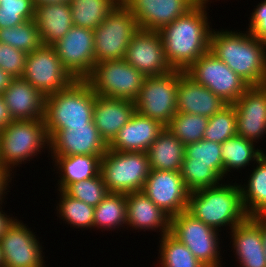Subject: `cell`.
Instances as JSON below:
<instances>
[{
	"label": "cell",
	"instance_id": "cell-1",
	"mask_svg": "<svg viewBox=\"0 0 266 267\" xmlns=\"http://www.w3.org/2000/svg\"><path fill=\"white\" fill-rule=\"evenodd\" d=\"M207 3L208 1H200L188 13L159 31L166 60L172 69L185 71L209 51L212 28L205 9Z\"/></svg>",
	"mask_w": 266,
	"mask_h": 267
},
{
	"label": "cell",
	"instance_id": "cell-2",
	"mask_svg": "<svg viewBox=\"0 0 266 267\" xmlns=\"http://www.w3.org/2000/svg\"><path fill=\"white\" fill-rule=\"evenodd\" d=\"M211 51L249 86L266 84V43L246 33L215 31L210 35Z\"/></svg>",
	"mask_w": 266,
	"mask_h": 267
},
{
	"label": "cell",
	"instance_id": "cell-3",
	"mask_svg": "<svg viewBox=\"0 0 266 267\" xmlns=\"http://www.w3.org/2000/svg\"><path fill=\"white\" fill-rule=\"evenodd\" d=\"M187 211L204 224L219 230L246 221L249 216L245 210L240 185L221 184L189 193Z\"/></svg>",
	"mask_w": 266,
	"mask_h": 267
},
{
	"label": "cell",
	"instance_id": "cell-4",
	"mask_svg": "<svg viewBox=\"0 0 266 267\" xmlns=\"http://www.w3.org/2000/svg\"><path fill=\"white\" fill-rule=\"evenodd\" d=\"M96 95L86 80H74L63 90L46 96L43 119L49 138L67 126L92 123Z\"/></svg>",
	"mask_w": 266,
	"mask_h": 267
},
{
	"label": "cell",
	"instance_id": "cell-5",
	"mask_svg": "<svg viewBox=\"0 0 266 267\" xmlns=\"http://www.w3.org/2000/svg\"><path fill=\"white\" fill-rule=\"evenodd\" d=\"M46 146L50 148V138L44 119L13 120L0 130V166L12 174L15 165L30 161Z\"/></svg>",
	"mask_w": 266,
	"mask_h": 267
},
{
	"label": "cell",
	"instance_id": "cell-6",
	"mask_svg": "<svg viewBox=\"0 0 266 267\" xmlns=\"http://www.w3.org/2000/svg\"><path fill=\"white\" fill-rule=\"evenodd\" d=\"M139 29L132 11L120 1L93 30L95 63L124 59L126 49Z\"/></svg>",
	"mask_w": 266,
	"mask_h": 267
},
{
	"label": "cell",
	"instance_id": "cell-7",
	"mask_svg": "<svg viewBox=\"0 0 266 267\" xmlns=\"http://www.w3.org/2000/svg\"><path fill=\"white\" fill-rule=\"evenodd\" d=\"M150 172L146 152L107 150L101 157L100 173L109 193L142 191Z\"/></svg>",
	"mask_w": 266,
	"mask_h": 267
},
{
	"label": "cell",
	"instance_id": "cell-8",
	"mask_svg": "<svg viewBox=\"0 0 266 267\" xmlns=\"http://www.w3.org/2000/svg\"><path fill=\"white\" fill-rule=\"evenodd\" d=\"M145 76L124 59L95 63L85 79L100 96L135 101Z\"/></svg>",
	"mask_w": 266,
	"mask_h": 267
},
{
	"label": "cell",
	"instance_id": "cell-9",
	"mask_svg": "<svg viewBox=\"0 0 266 267\" xmlns=\"http://www.w3.org/2000/svg\"><path fill=\"white\" fill-rule=\"evenodd\" d=\"M178 80L177 69L163 75L146 77L134 101L136 112L167 127L177 113Z\"/></svg>",
	"mask_w": 266,
	"mask_h": 267
},
{
	"label": "cell",
	"instance_id": "cell-10",
	"mask_svg": "<svg viewBox=\"0 0 266 267\" xmlns=\"http://www.w3.org/2000/svg\"><path fill=\"white\" fill-rule=\"evenodd\" d=\"M170 234L206 267H222L218 230L204 224L187 210L170 218Z\"/></svg>",
	"mask_w": 266,
	"mask_h": 267
},
{
	"label": "cell",
	"instance_id": "cell-11",
	"mask_svg": "<svg viewBox=\"0 0 266 267\" xmlns=\"http://www.w3.org/2000/svg\"><path fill=\"white\" fill-rule=\"evenodd\" d=\"M184 73L207 87L227 104H234L249 85L211 51L204 53Z\"/></svg>",
	"mask_w": 266,
	"mask_h": 267
},
{
	"label": "cell",
	"instance_id": "cell-12",
	"mask_svg": "<svg viewBox=\"0 0 266 267\" xmlns=\"http://www.w3.org/2000/svg\"><path fill=\"white\" fill-rule=\"evenodd\" d=\"M22 78L45 97L63 90L75 80L63 67L55 49L43 44L27 54Z\"/></svg>",
	"mask_w": 266,
	"mask_h": 267
},
{
	"label": "cell",
	"instance_id": "cell-13",
	"mask_svg": "<svg viewBox=\"0 0 266 267\" xmlns=\"http://www.w3.org/2000/svg\"><path fill=\"white\" fill-rule=\"evenodd\" d=\"M52 47L75 80H85L91 74L95 65L93 30L73 25Z\"/></svg>",
	"mask_w": 266,
	"mask_h": 267
},
{
	"label": "cell",
	"instance_id": "cell-14",
	"mask_svg": "<svg viewBox=\"0 0 266 267\" xmlns=\"http://www.w3.org/2000/svg\"><path fill=\"white\" fill-rule=\"evenodd\" d=\"M142 192L170 218L188 208L190 192L180 172L150 170Z\"/></svg>",
	"mask_w": 266,
	"mask_h": 267
},
{
	"label": "cell",
	"instance_id": "cell-15",
	"mask_svg": "<svg viewBox=\"0 0 266 267\" xmlns=\"http://www.w3.org/2000/svg\"><path fill=\"white\" fill-rule=\"evenodd\" d=\"M0 244L4 267H45L42 246L22 221L15 219L11 223L1 236Z\"/></svg>",
	"mask_w": 266,
	"mask_h": 267
},
{
	"label": "cell",
	"instance_id": "cell-16",
	"mask_svg": "<svg viewBox=\"0 0 266 267\" xmlns=\"http://www.w3.org/2000/svg\"><path fill=\"white\" fill-rule=\"evenodd\" d=\"M124 60L145 77L163 75L173 70L166 60L158 31L139 29L126 49Z\"/></svg>",
	"mask_w": 266,
	"mask_h": 267
},
{
	"label": "cell",
	"instance_id": "cell-17",
	"mask_svg": "<svg viewBox=\"0 0 266 267\" xmlns=\"http://www.w3.org/2000/svg\"><path fill=\"white\" fill-rule=\"evenodd\" d=\"M132 11L139 28L160 31L188 13L201 0H120Z\"/></svg>",
	"mask_w": 266,
	"mask_h": 267
},
{
	"label": "cell",
	"instance_id": "cell-18",
	"mask_svg": "<svg viewBox=\"0 0 266 267\" xmlns=\"http://www.w3.org/2000/svg\"><path fill=\"white\" fill-rule=\"evenodd\" d=\"M51 157L72 155L103 156L108 150L94 122L85 125L67 126L50 138ZM53 154V155H52Z\"/></svg>",
	"mask_w": 266,
	"mask_h": 267
},
{
	"label": "cell",
	"instance_id": "cell-19",
	"mask_svg": "<svg viewBox=\"0 0 266 267\" xmlns=\"http://www.w3.org/2000/svg\"><path fill=\"white\" fill-rule=\"evenodd\" d=\"M233 106L237 135L257 143L266 134V84L249 86Z\"/></svg>",
	"mask_w": 266,
	"mask_h": 267
},
{
	"label": "cell",
	"instance_id": "cell-20",
	"mask_svg": "<svg viewBox=\"0 0 266 267\" xmlns=\"http://www.w3.org/2000/svg\"><path fill=\"white\" fill-rule=\"evenodd\" d=\"M164 129L165 126L159 121L142 116L135 111L108 145V149L121 152H147Z\"/></svg>",
	"mask_w": 266,
	"mask_h": 267
},
{
	"label": "cell",
	"instance_id": "cell-21",
	"mask_svg": "<svg viewBox=\"0 0 266 267\" xmlns=\"http://www.w3.org/2000/svg\"><path fill=\"white\" fill-rule=\"evenodd\" d=\"M177 112L212 117L227 105L210 89L194 82L184 71L179 70L177 88Z\"/></svg>",
	"mask_w": 266,
	"mask_h": 267
},
{
	"label": "cell",
	"instance_id": "cell-22",
	"mask_svg": "<svg viewBox=\"0 0 266 267\" xmlns=\"http://www.w3.org/2000/svg\"><path fill=\"white\" fill-rule=\"evenodd\" d=\"M135 111L133 101L96 95L93 122L107 145L113 141Z\"/></svg>",
	"mask_w": 266,
	"mask_h": 267
},
{
	"label": "cell",
	"instance_id": "cell-23",
	"mask_svg": "<svg viewBox=\"0 0 266 267\" xmlns=\"http://www.w3.org/2000/svg\"><path fill=\"white\" fill-rule=\"evenodd\" d=\"M2 96L13 120L44 118L46 97L23 78H14Z\"/></svg>",
	"mask_w": 266,
	"mask_h": 267
},
{
	"label": "cell",
	"instance_id": "cell-24",
	"mask_svg": "<svg viewBox=\"0 0 266 267\" xmlns=\"http://www.w3.org/2000/svg\"><path fill=\"white\" fill-rule=\"evenodd\" d=\"M127 225L135 230L158 229L161 236L170 233V217L142 191L127 193Z\"/></svg>",
	"mask_w": 266,
	"mask_h": 267
},
{
	"label": "cell",
	"instance_id": "cell-25",
	"mask_svg": "<svg viewBox=\"0 0 266 267\" xmlns=\"http://www.w3.org/2000/svg\"><path fill=\"white\" fill-rule=\"evenodd\" d=\"M232 247L241 267H266L260 227L249 217L231 230Z\"/></svg>",
	"mask_w": 266,
	"mask_h": 267
},
{
	"label": "cell",
	"instance_id": "cell-26",
	"mask_svg": "<svg viewBox=\"0 0 266 267\" xmlns=\"http://www.w3.org/2000/svg\"><path fill=\"white\" fill-rule=\"evenodd\" d=\"M34 20L42 44L52 46L73 26L70 3L35 6Z\"/></svg>",
	"mask_w": 266,
	"mask_h": 267
},
{
	"label": "cell",
	"instance_id": "cell-27",
	"mask_svg": "<svg viewBox=\"0 0 266 267\" xmlns=\"http://www.w3.org/2000/svg\"><path fill=\"white\" fill-rule=\"evenodd\" d=\"M150 170L181 171L185 145L167 128L147 150Z\"/></svg>",
	"mask_w": 266,
	"mask_h": 267
},
{
	"label": "cell",
	"instance_id": "cell-28",
	"mask_svg": "<svg viewBox=\"0 0 266 267\" xmlns=\"http://www.w3.org/2000/svg\"><path fill=\"white\" fill-rule=\"evenodd\" d=\"M101 157L94 155L52 157L55 166L62 173L58 181V190H64L71 183L97 176L100 173Z\"/></svg>",
	"mask_w": 266,
	"mask_h": 267
},
{
	"label": "cell",
	"instance_id": "cell-29",
	"mask_svg": "<svg viewBox=\"0 0 266 267\" xmlns=\"http://www.w3.org/2000/svg\"><path fill=\"white\" fill-rule=\"evenodd\" d=\"M253 141L242 136H233L221 144L223 161V178L230 170L241 169L249 165L251 161L255 163L265 154L263 150L254 148ZM256 149V150H255Z\"/></svg>",
	"mask_w": 266,
	"mask_h": 267
},
{
	"label": "cell",
	"instance_id": "cell-30",
	"mask_svg": "<svg viewBox=\"0 0 266 267\" xmlns=\"http://www.w3.org/2000/svg\"><path fill=\"white\" fill-rule=\"evenodd\" d=\"M257 163L247 186L240 184L243 204L249 217L266 214V154Z\"/></svg>",
	"mask_w": 266,
	"mask_h": 267
},
{
	"label": "cell",
	"instance_id": "cell-31",
	"mask_svg": "<svg viewBox=\"0 0 266 267\" xmlns=\"http://www.w3.org/2000/svg\"><path fill=\"white\" fill-rule=\"evenodd\" d=\"M120 0H70L73 25L94 30Z\"/></svg>",
	"mask_w": 266,
	"mask_h": 267
},
{
	"label": "cell",
	"instance_id": "cell-32",
	"mask_svg": "<svg viewBox=\"0 0 266 267\" xmlns=\"http://www.w3.org/2000/svg\"><path fill=\"white\" fill-rule=\"evenodd\" d=\"M127 226V204L124 193H109L94 207V227L116 229Z\"/></svg>",
	"mask_w": 266,
	"mask_h": 267
},
{
	"label": "cell",
	"instance_id": "cell-33",
	"mask_svg": "<svg viewBox=\"0 0 266 267\" xmlns=\"http://www.w3.org/2000/svg\"><path fill=\"white\" fill-rule=\"evenodd\" d=\"M0 42L21 50L26 54L31 53L42 45L34 19L25 21L17 26L0 28Z\"/></svg>",
	"mask_w": 266,
	"mask_h": 267
},
{
	"label": "cell",
	"instance_id": "cell-34",
	"mask_svg": "<svg viewBox=\"0 0 266 267\" xmlns=\"http://www.w3.org/2000/svg\"><path fill=\"white\" fill-rule=\"evenodd\" d=\"M161 267H206L192 252L170 233L161 236L160 239Z\"/></svg>",
	"mask_w": 266,
	"mask_h": 267
},
{
	"label": "cell",
	"instance_id": "cell-35",
	"mask_svg": "<svg viewBox=\"0 0 266 267\" xmlns=\"http://www.w3.org/2000/svg\"><path fill=\"white\" fill-rule=\"evenodd\" d=\"M59 192L61 197L56 209L61 219L76 228H94V207L69 196L64 190Z\"/></svg>",
	"mask_w": 266,
	"mask_h": 267
},
{
	"label": "cell",
	"instance_id": "cell-36",
	"mask_svg": "<svg viewBox=\"0 0 266 267\" xmlns=\"http://www.w3.org/2000/svg\"><path fill=\"white\" fill-rule=\"evenodd\" d=\"M209 118L177 112L167 128L186 146L203 139Z\"/></svg>",
	"mask_w": 266,
	"mask_h": 267
},
{
	"label": "cell",
	"instance_id": "cell-37",
	"mask_svg": "<svg viewBox=\"0 0 266 267\" xmlns=\"http://www.w3.org/2000/svg\"><path fill=\"white\" fill-rule=\"evenodd\" d=\"M236 135V110L233 104H227L212 117H209L203 139L222 144Z\"/></svg>",
	"mask_w": 266,
	"mask_h": 267
},
{
	"label": "cell",
	"instance_id": "cell-38",
	"mask_svg": "<svg viewBox=\"0 0 266 267\" xmlns=\"http://www.w3.org/2000/svg\"><path fill=\"white\" fill-rule=\"evenodd\" d=\"M183 163L209 164L223 178L222 147L220 143L199 140L185 146Z\"/></svg>",
	"mask_w": 266,
	"mask_h": 267
},
{
	"label": "cell",
	"instance_id": "cell-39",
	"mask_svg": "<svg viewBox=\"0 0 266 267\" xmlns=\"http://www.w3.org/2000/svg\"><path fill=\"white\" fill-rule=\"evenodd\" d=\"M180 173L189 192L217 186L223 180L209 164L182 163Z\"/></svg>",
	"mask_w": 266,
	"mask_h": 267
},
{
	"label": "cell",
	"instance_id": "cell-40",
	"mask_svg": "<svg viewBox=\"0 0 266 267\" xmlns=\"http://www.w3.org/2000/svg\"><path fill=\"white\" fill-rule=\"evenodd\" d=\"M64 191L69 196L93 207L97 206L109 194L101 173L91 179L71 183Z\"/></svg>",
	"mask_w": 266,
	"mask_h": 267
},
{
	"label": "cell",
	"instance_id": "cell-41",
	"mask_svg": "<svg viewBox=\"0 0 266 267\" xmlns=\"http://www.w3.org/2000/svg\"><path fill=\"white\" fill-rule=\"evenodd\" d=\"M35 17L32 0H1L0 28L17 26Z\"/></svg>",
	"mask_w": 266,
	"mask_h": 267
},
{
	"label": "cell",
	"instance_id": "cell-42",
	"mask_svg": "<svg viewBox=\"0 0 266 267\" xmlns=\"http://www.w3.org/2000/svg\"><path fill=\"white\" fill-rule=\"evenodd\" d=\"M27 54L0 42V68L13 78H22Z\"/></svg>",
	"mask_w": 266,
	"mask_h": 267
},
{
	"label": "cell",
	"instance_id": "cell-43",
	"mask_svg": "<svg viewBox=\"0 0 266 267\" xmlns=\"http://www.w3.org/2000/svg\"><path fill=\"white\" fill-rule=\"evenodd\" d=\"M252 12L249 24V32L266 43V0L259 3Z\"/></svg>",
	"mask_w": 266,
	"mask_h": 267
},
{
	"label": "cell",
	"instance_id": "cell-44",
	"mask_svg": "<svg viewBox=\"0 0 266 267\" xmlns=\"http://www.w3.org/2000/svg\"><path fill=\"white\" fill-rule=\"evenodd\" d=\"M13 121L8 107L5 104L4 97L0 95V130L5 128Z\"/></svg>",
	"mask_w": 266,
	"mask_h": 267
},
{
	"label": "cell",
	"instance_id": "cell-45",
	"mask_svg": "<svg viewBox=\"0 0 266 267\" xmlns=\"http://www.w3.org/2000/svg\"><path fill=\"white\" fill-rule=\"evenodd\" d=\"M11 174H9L3 167L0 166V203L4 199V194L7 192L8 183L11 181Z\"/></svg>",
	"mask_w": 266,
	"mask_h": 267
},
{
	"label": "cell",
	"instance_id": "cell-46",
	"mask_svg": "<svg viewBox=\"0 0 266 267\" xmlns=\"http://www.w3.org/2000/svg\"><path fill=\"white\" fill-rule=\"evenodd\" d=\"M250 218L260 227L266 255V214L255 215Z\"/></svg>",
	"mask_w": 266,
	"mask_h": 267
},
{
	"label": "cell",
	"instance_id": "cell-47",
	"mask_svg": "<svg viewBox=\"0 0 266 267\" xmlns=\"http://www.w3.org/2000/svg\"><path fill=\"white\" fill-rule=\"evenodd\" d=\"M2 204V203H0ZM0 205V209H1ZM3 213V214H2ZM15 220L13 217H9V215H6L5 212L0 210V238L1 236L6 232V229L11 225V223Z\"/></svg>",
	"mask_w": 266,
	"mask_h": 267
},
{
	"label": "cell",
	"instance_id": "cell-48",
	"mask_svg": "<svg viewBox=\"0 0 266 267\" xmlns=\"http://www.w3.org/2000/svg\"><path fill=\"white\" fill-rule=\"evenodd\" d=\"M13 79L14 78L11 75L0 68V95L3 94V92L10 85Z\"/></svg>",
	"mask_w": 266,
	"mask_h": 267
},
{
	"label": "cell",
	"instance_id": "cell-49",
	"mask_svg": "<svg viewBox=\"0 0 266 267\" xmlns=\"http://www.w3.org/2000/svg\"><path fill=\"white\" fill-rule=\"evenodd\" d=\"M35 6L44 4L70 3V0H32Z\"/></svg>",
	"mask_w": 266,
	"mask_h": 267
},
{
	"label": "cell",
	"instance_id": "cell-50",
	"mask_svg": "<svg viewBox=\"0 0 266 267\" xmlns=\"http://www.w3.org/2000/svg\"><path fill=\"white\" fill-rule=\"evenodd\" d=\"M0 267H4V261H3V251L0 244Z\"/></svg>",
	"mask_w": 266,
	"mask_h": 267
}]
</instances>
